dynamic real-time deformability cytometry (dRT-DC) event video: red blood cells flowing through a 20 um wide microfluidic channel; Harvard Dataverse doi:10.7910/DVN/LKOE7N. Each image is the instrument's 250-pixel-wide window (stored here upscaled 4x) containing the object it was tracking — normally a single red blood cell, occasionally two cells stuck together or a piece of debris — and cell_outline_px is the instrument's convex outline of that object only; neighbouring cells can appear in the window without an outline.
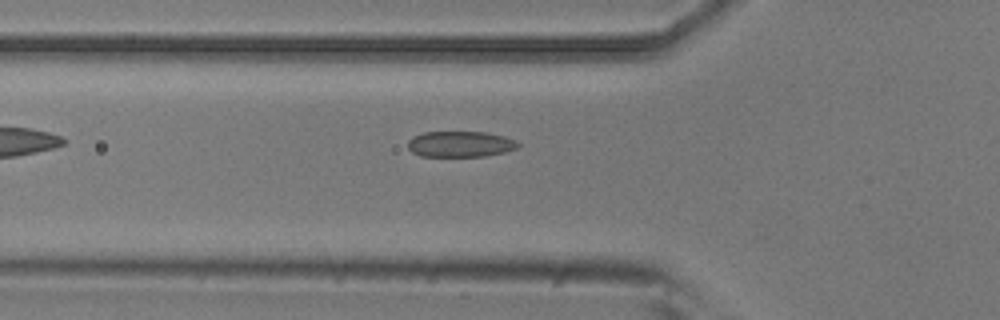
{"species": "common noctule bat (a hibernating species)", "species_latin": "Nyctalus noctula", "temperature_condition": "room temperature", "stored_images_in_passage": 5, "camera_frame_rate_fps": 3000, "um_per_image_px": 0.085, "animal": {"sex": "male", "body_mass_g": 20.5, "forearm_length_mm": 52.5}, "frame": {"image": 1, "passage_image": 5, "time_ms": 1.333, "image_size_px": [1000, 320], "cell_outline_px": [[520, 144], [516, 148], [504, 152], [484, 156], [420, 156], [412, 152], [408, 148], [408, 140], [412, 136], [424, 132], [488, 132], [504, 136], [516, 140]], "centroid_in_image_um": [39.11, 12.24], "position_along_channel_um": 86.7, "area_um2": 16.65}}